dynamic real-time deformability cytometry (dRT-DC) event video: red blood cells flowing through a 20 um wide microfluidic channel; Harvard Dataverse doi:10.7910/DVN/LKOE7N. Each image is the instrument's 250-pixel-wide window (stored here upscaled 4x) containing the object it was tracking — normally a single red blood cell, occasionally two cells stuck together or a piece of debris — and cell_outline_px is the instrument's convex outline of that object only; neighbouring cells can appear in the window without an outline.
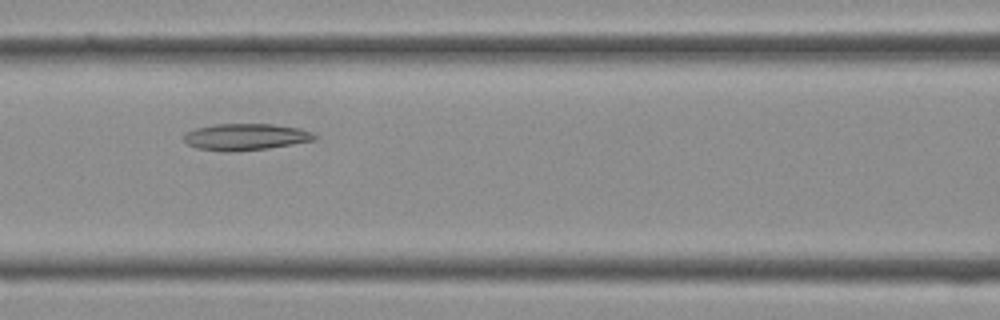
{"species": "Egyptian fruit bat (a non-hibernating species)", "species_latin": "Rousettus aegyptiacus", "temperature_condition": "cold", "stored_images_in_passage": 34, "camera_frame_rate_fps": 3000, "um_per_image_px": 0.085, "frame": {"image": 1, "passage_image": 12, "time_ms": 3.667, "image_size_px": [1000, 320], "cell_outline_px": [[320, 136], [316, 140], [268, 148], [228, 152], [196, 148], [188, 144], [184, 140], [184, 136], [188, 132], [196, 128], [216, 124], [272, 124], [300, 128], [312, 132]], "centroid_in_image_um": [20.93, 11.63], "position_along_channel_um": 145.7, "area_um2": 20.23}}
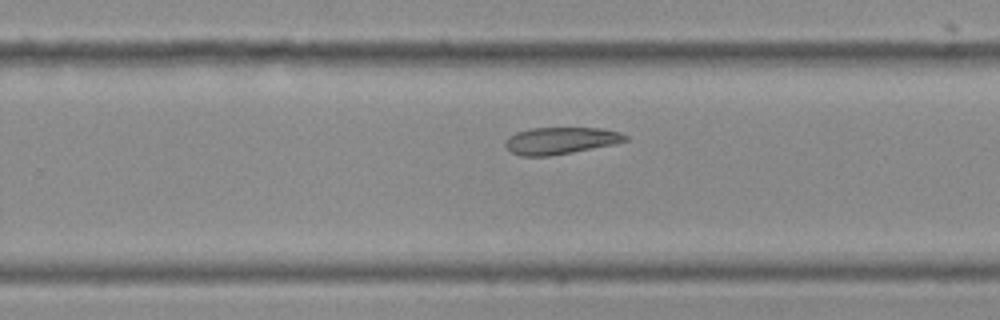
{"frame": {"image": 2, "passage_image": 20, "time_ms": 6.333, "image_size_px": [1000, 320], "cell_outline_px": [[628, 140], [612, 144], [552, 156], [520, 156], [512, 152], [504, 144], [504, 140], [508, 136], [516, 132], [528, 128], [604, 128], [620, 132], [628, 136]], "centroid_in_image_um": [47.62, 11.94], "position_along_channel_um": 282.2, "area_um2": 18.9}}
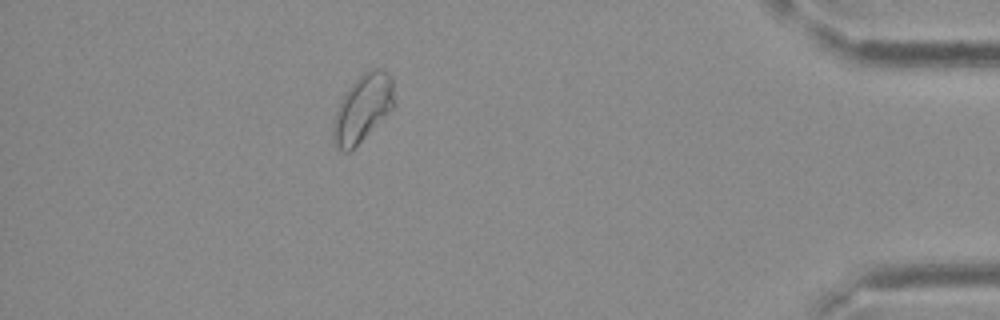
{"frame": {"image": 3, "passage_image": 30, "time_ms": 9.667, "image_size_px": [1000, 320], "cell_outline_px": [[396, 104], [348, 152], [340, 152], [332, 144], [332, 124], [336, 108], [340, 100], [348, 88], [364, 72], [372, 68], [384, 68], [392, 76]], "centroid_in_image_um": [30.8, 9.17], "position_along_channel_um": 404.4, "area_um2": 23.99}}